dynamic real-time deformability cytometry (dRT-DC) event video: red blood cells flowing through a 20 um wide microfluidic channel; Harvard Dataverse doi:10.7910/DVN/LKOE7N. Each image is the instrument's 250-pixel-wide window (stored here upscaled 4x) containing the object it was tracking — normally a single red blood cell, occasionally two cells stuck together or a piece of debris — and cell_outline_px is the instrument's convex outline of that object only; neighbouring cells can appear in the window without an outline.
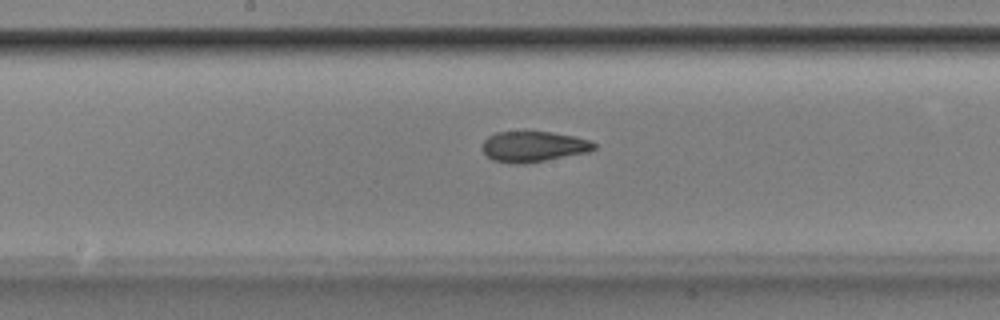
{"species": "Egyptian fruit bat (a non-hibernating species)", "species_latin": "Rousettus aegyptiacus", "temperature_condition": "room temperature", "stored_images_in_passage": 50, "camera_frame_rate_fps": 3000, "um_per_image_px": 0.085, "animal": {"sex": "male"}, "frame": {"image": 1, "passage_image": 25, "time_ms": 8.0, "image_size_px": [1000, 320], "cell_outline_px": [[596, 148], [588, 152], [524, 164], [508, 164], [492, 160], [480, 148], [484, 140], [488, 136], [496, 132], [552, 132], [576, 136], [592, 140], [596, 144]], "centroid_in_image_um": [45.34, 12.46], "position_along_channel_um": 202.9, "area_um2": 20.17}}
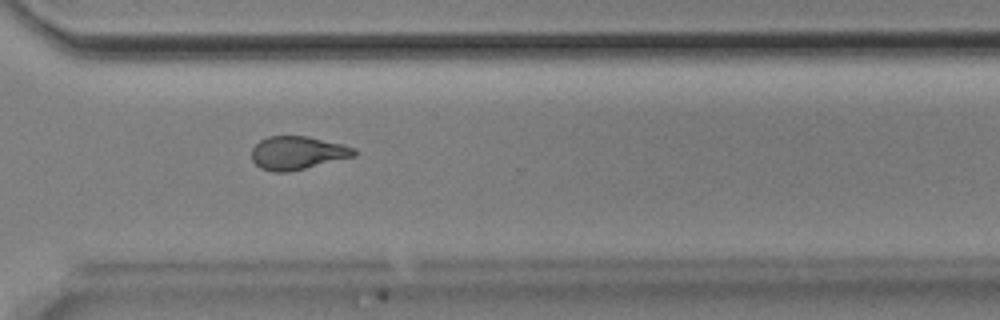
{"frame": {"image": 2, "passage_image": 36, "time_ms": 11.667, "image_size_px": [1000, 320], "cell_outline_px": [[356, 156], [288, 172], [272, 172], [260, 168], [252, 160], [252, 148], [260, 140], [268, 136], [308, 136], [344, 144], [356, 148]], "centroid_in_image_um": [25.3, 12.99], "position_along_channel_um": 345.3, "area_um2": 20.0}}
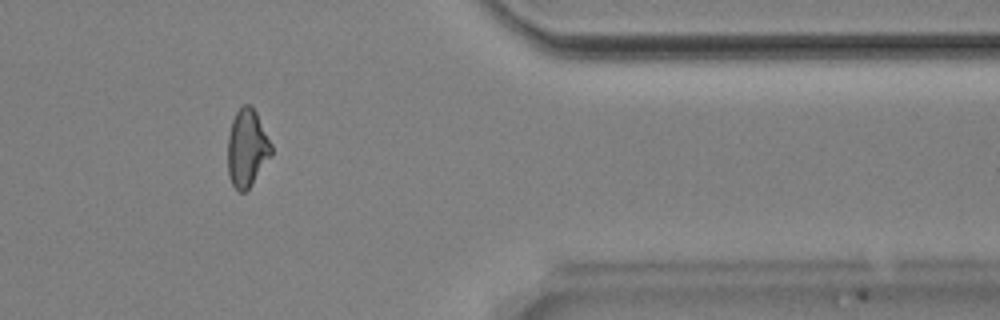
{"frame": {"image": 3, "passage_image": 41, "time_ms": 13.333, "image_size_px": [1000, 320], "cell_outline_px": [[272, 156], [252, 184], [244, 192], [240, 192], [232, 184], [228, 172], [228, 136], [232, 120], [236, 112], [244, 104], [248, 104], [256, 112], [272, 144]], "centroid_in_image_um": [21.01, 12.6], "position_along_channel_um": 390.4, "area_um2": 19.65}, "authors_computed_cell_mechanics": {"area_um2": 20.3167, "velocity_mm_per_s": 3.8912, "shape_relaxation_time_tau1_ms": 5.9671, "shape_relaxation_time_tau2_ms": 3.0076, "deformation_change_tau1": 0.1733, "deformation_change_tau2": 0.1146}}